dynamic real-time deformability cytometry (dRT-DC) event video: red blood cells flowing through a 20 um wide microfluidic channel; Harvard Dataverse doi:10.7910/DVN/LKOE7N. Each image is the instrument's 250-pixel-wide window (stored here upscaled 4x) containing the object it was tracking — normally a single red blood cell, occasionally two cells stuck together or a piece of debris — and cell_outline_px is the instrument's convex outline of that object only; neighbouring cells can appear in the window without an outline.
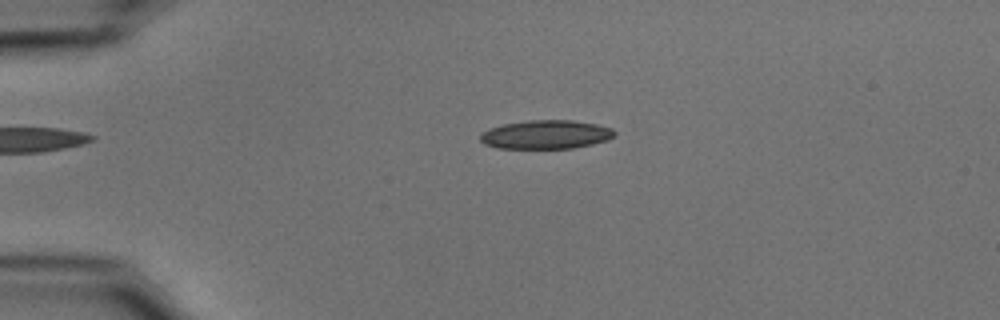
{"species": "common noctule bat (a hibernating species)", "species_latin": "Nyctalus noctula", "temperature_condition": "cold", "stored_images_in_passage": 53, "camera_frame_rate_fps": 3000, "um_per_image_px": 0.085, "animal": {"sex": "male", "body_mass_g": 15.6}, "frame": {"image": 1, "passage_image": 12, "time_ms": 3.667, "image_size_px": [1000, 320], "cell_outline_px": [[616, 136], [608, 140], [592, 144], [572, 148], [496, 148], [484, 144], [480, 140], [480, 132], [488, 128], [504, 124], [528, 120], [572, 120], [596, 124], [612, 128], [616, 132]], "centroid_in_image_um": [46.4, 11.43], "position_along_channel_um": 38.6, "area_um2": 22.66}}
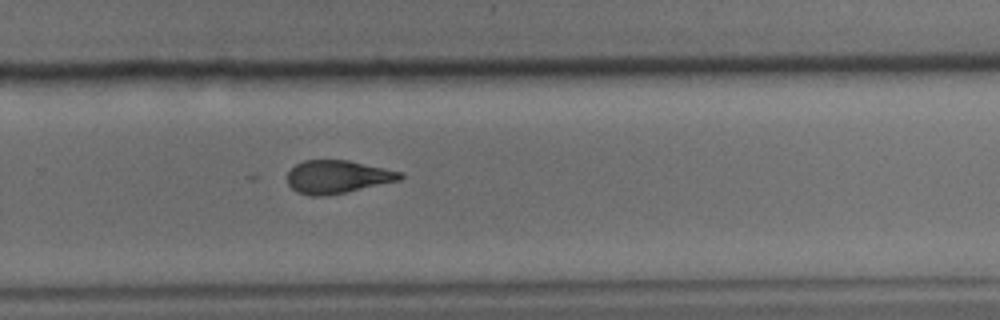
{"frame": {"image": 2, "passage_image": 36, "time_ms": 11.667, "image_size_px": [1000, 320], "cell_outline_px": [[404, 176], [400, 180], [344, 192], [324, 196], [312, 196], [296, 192], [288, 184], [288, 172], [296, 164], [304, 160], [348, 160], [404, 172]], "centroid_in_image_um": [28.69, 15.02], "position_along_channel_um": 301.1, "area_um2": 21.62}}
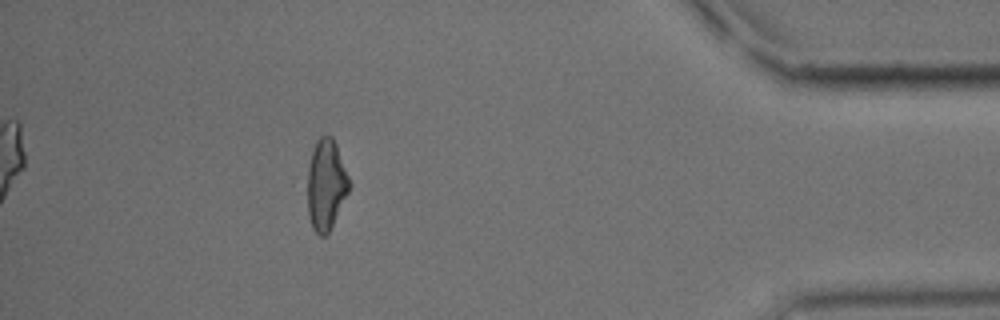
{"frame": {"image": 3, "passage_image": 48, "time_ms": 15.667, "image_size_px": [1000, 320], "cell_outline_px": [[352, 184], [328, 232], [324, 236], [320, 236], [312, 228], [308, 216], [308, 168], [312, 152], [316, 140], [320, 136], [332, 136], [336, 144]], "centroid_in_image_um": [27.72, 15.68], "position_along_channel_um": 407.5, "area_um2": 21.85}, "authors_computed_cell_mechanics": {"area_um2": 22.4264, "velocity_mm_per_s": 3.7264, "shape_relaxation_time_tau1_ms": null, "shape_relaxation_time_tau2_ms": 10.6943, "deformation_change_tau1": null, "deformation_change_tau2": 0.2047}}